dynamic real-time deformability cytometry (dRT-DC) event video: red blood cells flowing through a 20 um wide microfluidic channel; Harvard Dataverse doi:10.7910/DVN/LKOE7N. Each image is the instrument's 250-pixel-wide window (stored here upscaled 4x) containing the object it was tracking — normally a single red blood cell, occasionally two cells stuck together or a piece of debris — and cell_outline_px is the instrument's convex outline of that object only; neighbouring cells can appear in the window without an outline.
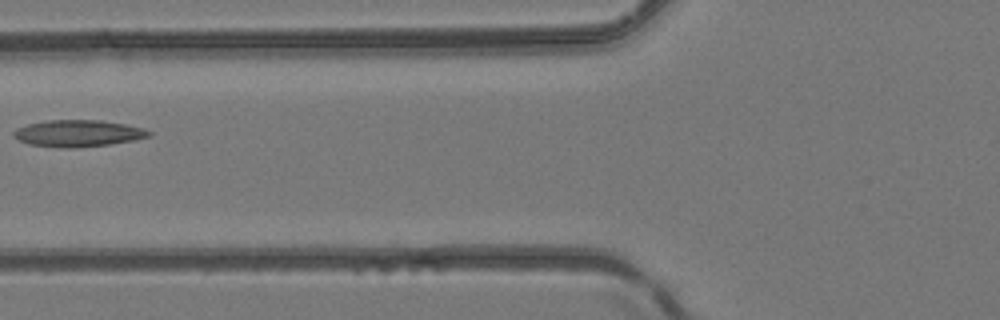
{"species": "common noctule bat (a hibernating species)", "species_latin": "Nyctalus noctula", "temperature_condition": "room temperature", "stored_images_in_passage": 5, "camera_frame_rate_fps": 3000, "um_per_image_px": 0.085, "animal": {"sex": "female", "body_mass_g": 24.6, "forearm_length_mm": 56.2}, "frame": {"image": 1, "passage_image": 5, "time_ms": 1.333, "image_size_px": [1000, 320], "cell_outline_px": [[152, 136], [132, 140], [108, 144], [76, 148], [64, 148], [28, 144], [12, 136], [12, 132], [16, 128], [28, 124], [48, 120], [100, 120], [124, 124], [144, 128], [152, 132]], "centroid_in_image_um": [6.62, 11.33], "position_along_channel_um": 119.2, "area_um2": 21.04}}